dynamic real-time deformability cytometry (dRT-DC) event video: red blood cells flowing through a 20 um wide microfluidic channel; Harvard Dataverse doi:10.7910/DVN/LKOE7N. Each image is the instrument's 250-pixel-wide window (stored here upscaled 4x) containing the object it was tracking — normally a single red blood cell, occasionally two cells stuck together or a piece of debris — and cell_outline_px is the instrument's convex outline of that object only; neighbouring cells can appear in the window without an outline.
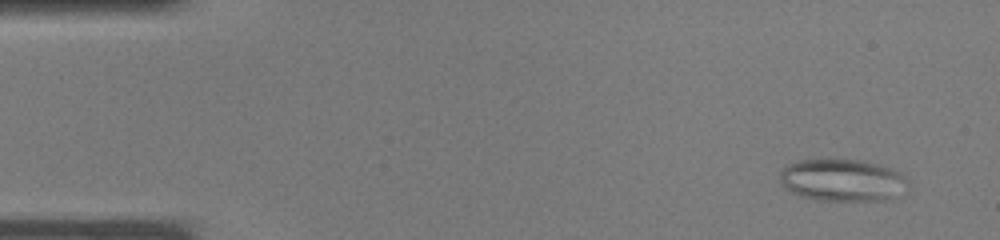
{"species": "common noctule bat (a hibernating species)", "species_latin": "Nyctalus noctula", "temperature_condition": "warm", "stored_images_in_passage": 37, "camera_frame_rate_fps": 3000, "um_per_image_px": 0.085, "animal": {"sex": "male", "body_mass_g": 19.0, "forearm_length_mm": 50.8}, "frame": {"image": 1, "passage_image": 3, "time_ms": 0.667, "image_size_px": [1000, 240], "cell_outline_px": [[908, 184], [888, 200], [820, 200], [800, 196], [784, 188], [780, 184], [780, 172], [788, 164], [796, 160], [864, 160], [880, 164], [892, 168], [900, 172], [908, 180]], "centroid_in_image_um": [71.57, 15.3], "position_along_channel_um": 13.4, "area_um2": 31.39}}
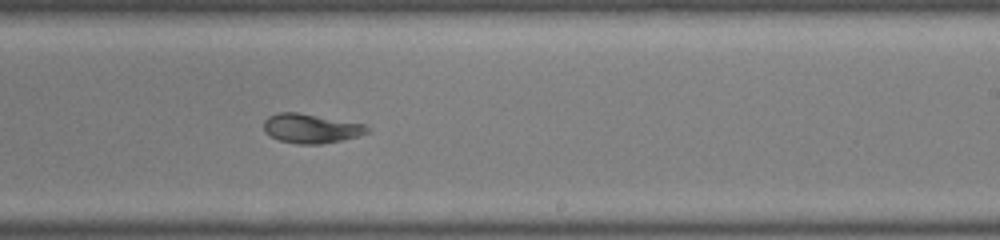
{"frame": {"image": 2, "passage_image": 23, "time_ms": 7.333, "image_size_px": [1000, 240], "cell_outline_px": [[372, 132], [340, 140], [320, 144], [296, 144], [280, 140], [264, 132], [264, 120], [268, 116], [280, 112], [296, 112], [364, 124], [372, 128]], "centroid_in_image_um": [26.45, 10.92], "position_along_channel_um": 262.6, "area_um2": 17.57}}
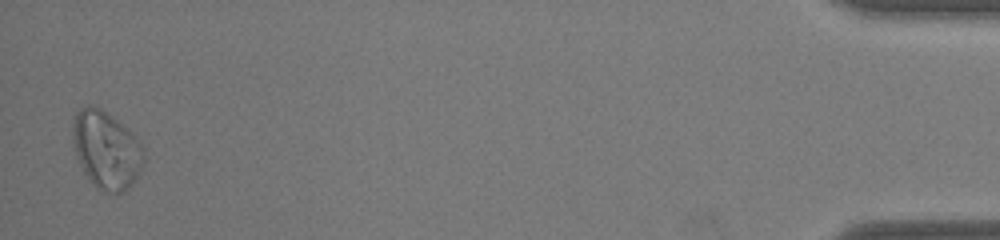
{"frame": {"image": 3, "passage_image": 37, "time_ms": 12.0, "image_size_px": [1000, 240], "cell_outline_px": [[144, 160], [132, 184], [124, 192], [116, 196], [96, 188], [88, 180], [76, 156], [72, 140], [72, 124], [76, 112], [80, 108], [92, 104], [100, 108], [112, 116], [144, 148]], "centroid_in_image_um": [8.99, 12.78], "position_along_channel_um": 426.2, "area_um2": 32.08}}